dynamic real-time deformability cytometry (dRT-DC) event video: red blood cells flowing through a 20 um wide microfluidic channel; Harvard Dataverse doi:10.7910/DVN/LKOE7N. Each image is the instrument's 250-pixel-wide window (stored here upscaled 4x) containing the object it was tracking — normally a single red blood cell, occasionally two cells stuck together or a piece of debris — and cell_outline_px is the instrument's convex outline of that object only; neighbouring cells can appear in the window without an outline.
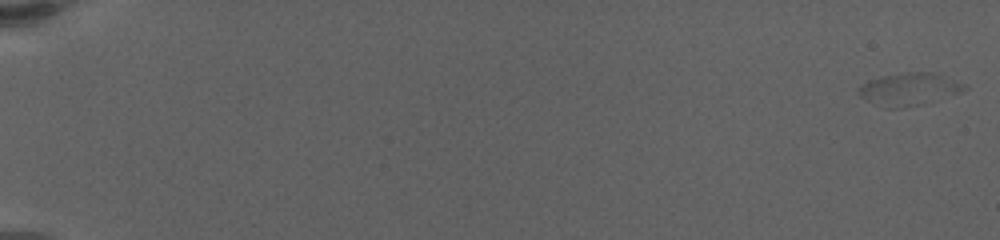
{"species": "human", "species_latin": "Homo sapiens", "temperature_condition": "warm", "stored_images_in_passage": 15, "camera_frame_rate_fps": 3000, "um_per_image_px": 0.085, "donor": {"sex": "female"}, "frame": {"image": 1, "passage_image": 1, "time_ms": 0.0, "image_size_px": [1000, 240], "cell_outline_px": [[968, 88], [956, 92], [896, 108], [888, 108], [868, 100], [860, 96], [856, 88], [872, 80], [884, 76], [908, 72], [932, 72], [964, 84]], "centroid_in_image_um": [77.18, 7.53], "position_along_channel_um": 7.8, "area_um2": 18.44}}